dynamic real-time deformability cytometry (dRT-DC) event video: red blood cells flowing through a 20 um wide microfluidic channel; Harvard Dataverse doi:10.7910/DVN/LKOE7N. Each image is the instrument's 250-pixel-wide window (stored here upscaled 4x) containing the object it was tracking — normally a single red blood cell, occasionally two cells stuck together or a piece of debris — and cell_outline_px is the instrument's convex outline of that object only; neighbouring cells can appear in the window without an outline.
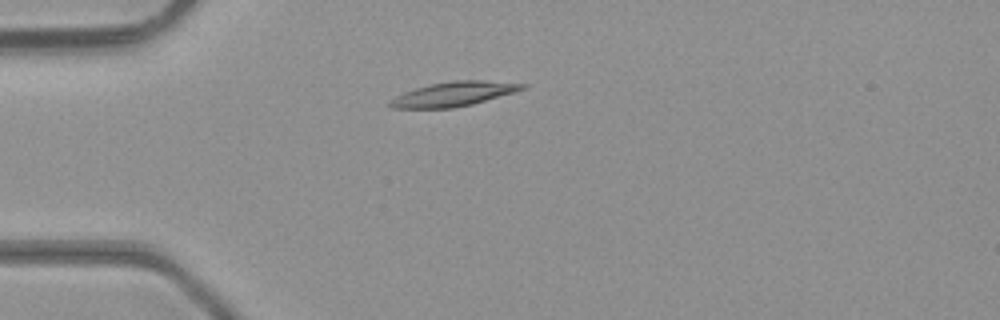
{"species": "common noctule bat (a hibernating species)", "species_latin": "Nyctalus noctula", "temperature_condition": "room temperature", "stored_images_in_passage": 4, "camera_frame_rate_fps": 3000, "um_per_image_px": 0.085, "animal": {"sex": "male", "body_mass_g": 23.1, "forearm_length_mm": 52.7}, "frame": {"image": 1, "passage_image": 3, "time_ms": 0.667, "image_size_px": [1000, 320], "cell_outline_px": [[528, 84], [524, 88], [512, 92], [472, 104], [452, 108], [392, 108], [388, 104], [388, 100], [404, 92], [416, 88], [432, 84], [456, 80], [484, 80]], "centroid_in_image_um": [38.51, 7.99], "position_along_channel_um": 46.5, "area_um2": 18.5}}